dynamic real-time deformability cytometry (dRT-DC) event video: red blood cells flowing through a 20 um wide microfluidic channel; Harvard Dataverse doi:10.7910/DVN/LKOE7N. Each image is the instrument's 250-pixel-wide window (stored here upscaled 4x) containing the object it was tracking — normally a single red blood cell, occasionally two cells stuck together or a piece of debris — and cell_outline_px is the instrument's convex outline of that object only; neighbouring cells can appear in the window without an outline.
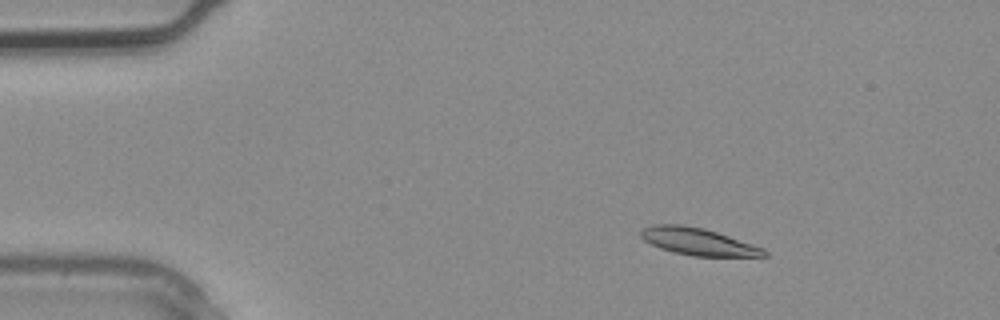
{"species": "common noctule bat (a hibernating species)", "species_latin": "Nyctalus noctula", "temperature_condition": "warm", "stored_images_in_passage": 3, "camera_frame_rate_fps": 3000, "um_per_image_px": 0.085, "animal": {"sex": "male", "body_mass_g": 20.4}, "frame": {"image": 1, "passage_image": 2, "time_ms": 0.333, "image_size_px": [1000, 320], "cell_outline_px": [[768, 256], [692, 256], [660, 248], [644, 240], [640, 236], [640, 232], [644, 228], [652, 224], [684, 224], [704, 228], [764, 248], [768, 252]], "centroid_in_image_um": [59.33, 20.52], "position_along_channel_um": 25.7, "area_um2": 19.36}}